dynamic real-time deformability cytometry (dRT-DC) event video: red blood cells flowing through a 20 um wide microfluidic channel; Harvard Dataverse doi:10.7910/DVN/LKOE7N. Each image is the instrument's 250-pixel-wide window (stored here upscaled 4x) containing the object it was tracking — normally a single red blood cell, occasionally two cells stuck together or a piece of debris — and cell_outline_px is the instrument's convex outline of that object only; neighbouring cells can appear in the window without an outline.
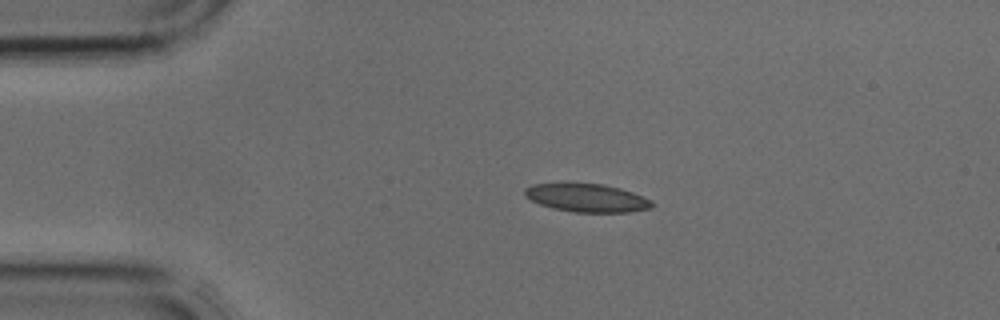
{"species": "common noctule bat (a hibernating species)", "species_latin": "Nyctalus noctula", "temperature_condition": "cold", "stored_images_in_passage": 1, "camera_frame_rate_fps": 3000, "um_per_image_px": 0.085, "animal": {"sex": "male", "body_mass_g": 17.9, "forearm_length_mm": 54.2}, "frame": {"image": 1, "passage_image": 1, "time_ms": 0.0, "image_size_px": [1000, 320], "cell_outline_px": [[656, 204], [652, 208], [628, 212], [576, 212], [552, 208], [540, 204], [524, 196], [524, 188], [532, 184], [604, 184], [620, 188], [632, 192], [652, 200]], "centroid_in_image_um": [49.92, 16.83], "position_along_channel_um": 35.1, "area_um2": 20.81}}